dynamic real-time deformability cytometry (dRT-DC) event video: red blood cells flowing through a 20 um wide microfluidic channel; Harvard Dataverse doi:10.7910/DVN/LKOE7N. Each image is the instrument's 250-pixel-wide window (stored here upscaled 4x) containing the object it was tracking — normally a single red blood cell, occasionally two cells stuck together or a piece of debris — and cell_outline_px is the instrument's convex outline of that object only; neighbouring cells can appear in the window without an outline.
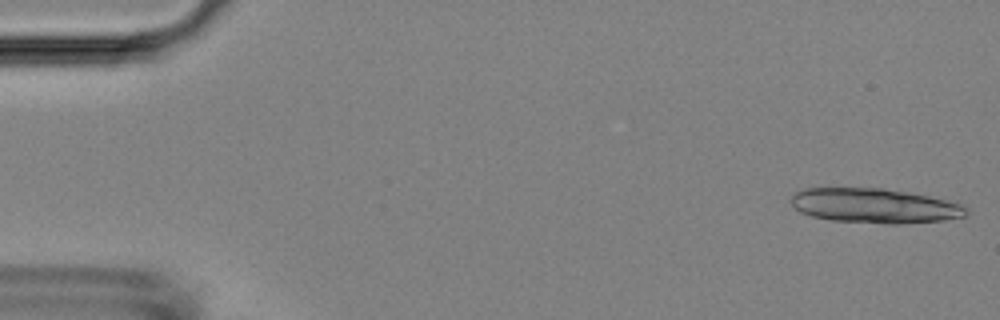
{"species": "Egyptian fruit bat (a non-hibernating species)", "species_latin": "Rousettus aegyptiacus", "temperature_condition": "room temperature", "stored_images_in_passage": 5, "camera_frame_rate_fps": 3000, "um_per_image_px": 0.085, "animal": {"sex": "female"}, "frame": {"image": 1, "passage_image": 1, "time_ms": 0.0, "image_size_px": [1000, 320], "cell_outline_px": [[968, 212], [964, 216], [944, 220], [900, 224], [884, 224], [832, 220], [812, 216], [800, 212], [792, 204], [792, 192], [804, 188], [884, 188], [956, 200], [968, 208]], "centroid_in_image_um": [74.41, 17.48], "position_along_channel_um": 10.6, "area_um2": 35.89}}
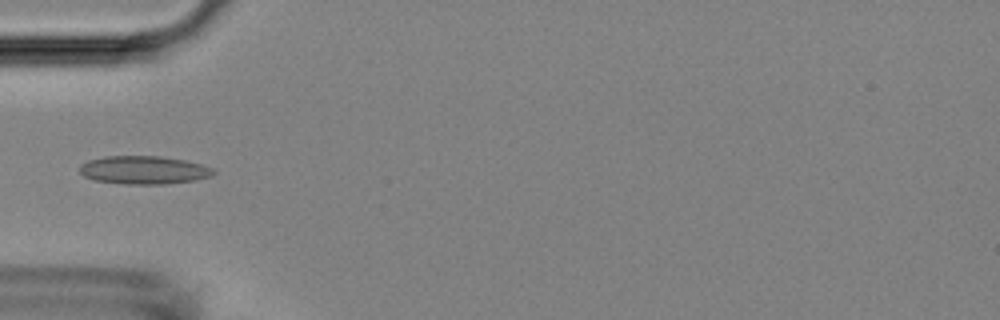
{"frame": {"image": 2, "passage_image": 5, "time_ms": 1.333, "image_size_px": [1000, 320], "cell_outline_px": [[216, 172], [212, 176], [196, 180], [164, 184], [124, 184], [92, 180], [84, 176], [80, 172], [80, 164], [88, 160], [104, 156], [160, 156], [184, 160], [200, 164], [212, 168]], "centroid_in_image_um": [12.2, 14.45], "position_along_channel_um": 72.8, "area_um2": 22.08}}